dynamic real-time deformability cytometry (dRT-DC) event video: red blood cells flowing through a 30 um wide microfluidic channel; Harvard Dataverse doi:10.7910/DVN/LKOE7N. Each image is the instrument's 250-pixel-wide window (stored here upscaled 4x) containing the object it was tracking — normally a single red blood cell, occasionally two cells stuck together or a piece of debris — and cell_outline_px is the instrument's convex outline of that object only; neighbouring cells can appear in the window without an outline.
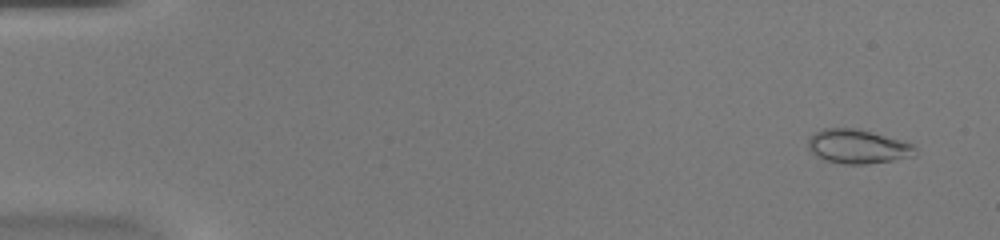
{"species": "common noctule bat (a hibernating species)", "species_latin": "Nyctalus noctula", "temperature_condition": "warm", "stored_images_in_passage": 52, "camera_frame_rate_fps": 3000, "um_per_image_px": 0.085, "animal": {"sex": "female", "body_mass_g": 20.0, "forearm_length_mm": 54.0}, "frame": {"image": 1, "passage_image": 3, "time_ms": 0.667, "image_size_px": [1000, 240], "cell_outline_px": [[916, 156], [868, 164], [844, 164], [828, 160], [816, 156], [808, 148], [808, 140], [816, 132], [824, 128], [856, 128], [872, 132], [900, 140], [912, 144], [916, 148]], "centroid_in_image_um": [72.92, 12.45], "position_along_channel_um": 12.1, "area_um2": 21.1}}
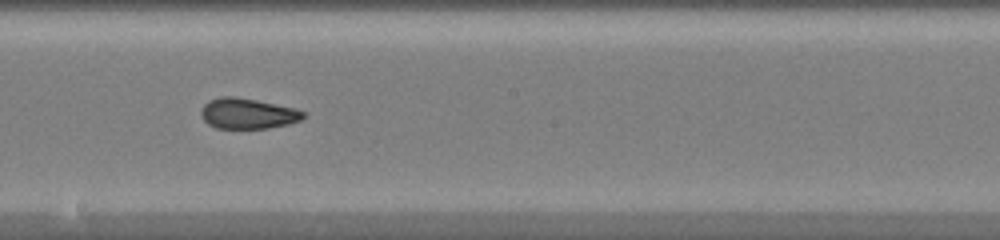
{"frame": {"image": 2, "passage_image": 30, "time_ms": 9.667, "image_size_px": [1000, 240], "cell_outline_px": [[308, 116], [300, 120], [288, 124], [268, 128], [216, 128], [208, 124], [200, 116], [200, 108], [208, 100], [220, 96], [236, 96], [296, 108], [308, 112]], "centroid_in_image_um": [21.06, 9.64], "position_along_channel_um": 227.1, "area_um2": 18.55}}
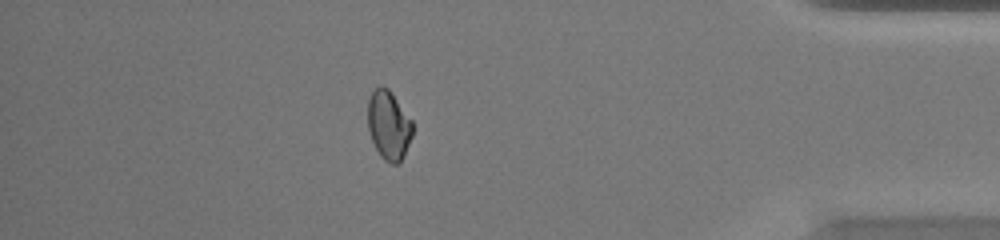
{"frame": {"image": 3, "passage_image": 46, "time_ms": 15.0, "image_size_px": [1000, 240], "cell_outline_px": [[412, 136], [404, 156], [396, 164], [392, 164], [384, 160], [380, 156], [372, 140], [368, 128], [368, 100], [372, 92], [380, 84], [388, 88], [412, 120]], "centroid_in_image_um": [33.04, 10.64], "position_along_channel_um": 402.2, "area_um2": 17.92}}